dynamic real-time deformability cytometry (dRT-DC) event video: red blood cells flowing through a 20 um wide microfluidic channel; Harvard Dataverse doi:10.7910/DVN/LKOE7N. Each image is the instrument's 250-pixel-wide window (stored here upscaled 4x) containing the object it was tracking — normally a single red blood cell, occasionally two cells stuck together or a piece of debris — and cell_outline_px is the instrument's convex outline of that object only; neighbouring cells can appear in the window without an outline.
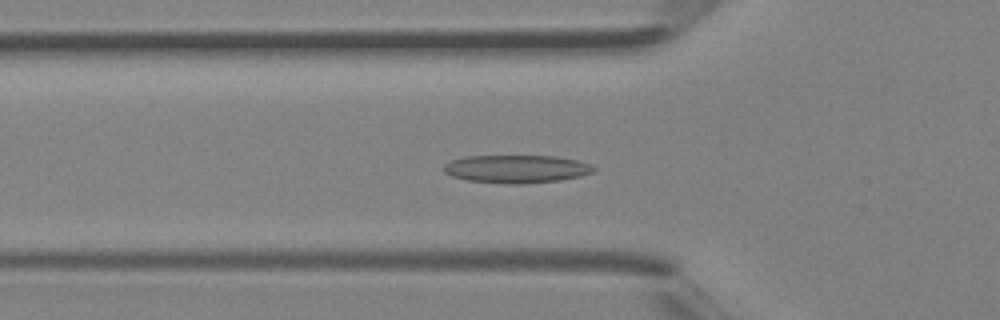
{"species": "Egyptian fruit bat (a non-hibernating species)", "species_latin": "Rousettus aegyptiacus", "temperature_condition": "room temperature", "stored_images_in_passage": 31, "camera_frame_rate_fps": 3000, "um_per_image_px": 0.085, "animal": {"sex": "female"}, "frame": {"image": 1, "passage_image": 13, "time_ms": 4.0, "image_size_px": [1000, 320], "cell_outline_px": [[596, 172], [580, 176], [560, 180], [524, 184], [508, 184], [468, 180], [452, 176], [444, 172], [444, 164], [452, 160], [464, 156], [556, 156], [576, 160], [588, 164], [596, 168]], "centroid_in_image_um": [43.91, 14.36], "position_along_channel_um": 81.9, "area_um2": 24.45}}
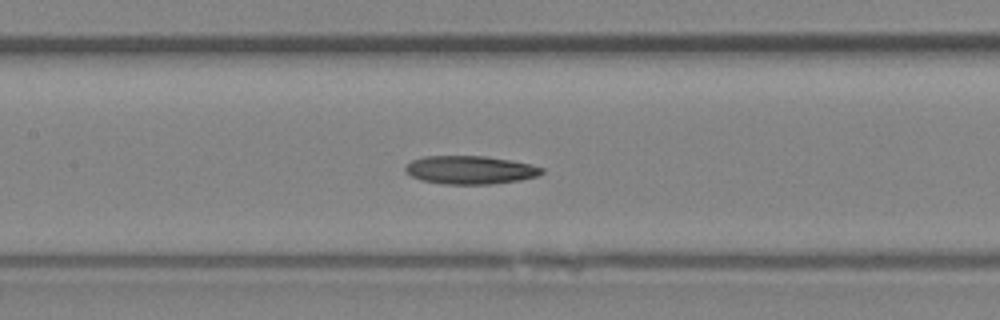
{"frame": {"image": 2, "passage_image": 18, "time_ms": 5.667, "image_size_px": [1000, 320], "cell_outline_px": [[544, 172], [536, 176], [520, 180], [492, 184], [444, 184], [420, 180], [412, 176], [404, 168], [412, 160], [424, 156], [484, 156], [512, 160], [532, 164], [544, 168]], "centroid_in_image_um": [40.0, 14.44], "position_along_channel_um": 167.4, "area_um2": 22.48}}
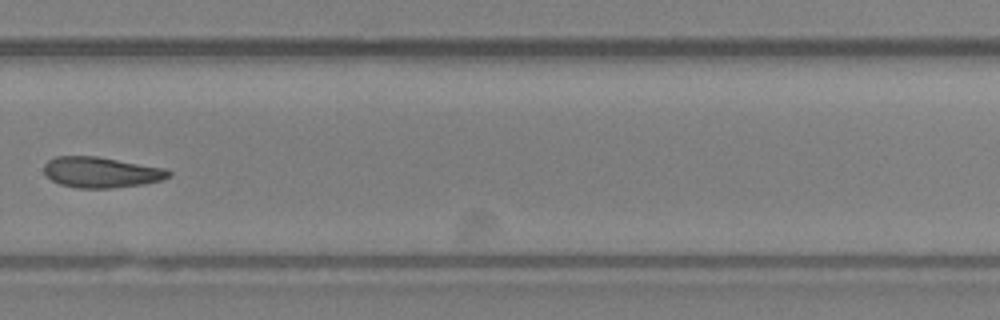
{"frame": {"image": 3, "passage_image": 27, "time_ms": 8.667, "image_size_px": [1000, 320], "cell_outline_px": [[172, 172], [168, 176], [160, 180], [144, 184], [112, 188], [76, 188], [60, 184], [52, 180], [44, 172], [44, 164], [48, 160], [56, 156], [96, 156], [164, 168]], "centroid_in_image_um": [8.57, 14.64], "position_along_channel_um": 321.2, "area_um2": 22.14}}